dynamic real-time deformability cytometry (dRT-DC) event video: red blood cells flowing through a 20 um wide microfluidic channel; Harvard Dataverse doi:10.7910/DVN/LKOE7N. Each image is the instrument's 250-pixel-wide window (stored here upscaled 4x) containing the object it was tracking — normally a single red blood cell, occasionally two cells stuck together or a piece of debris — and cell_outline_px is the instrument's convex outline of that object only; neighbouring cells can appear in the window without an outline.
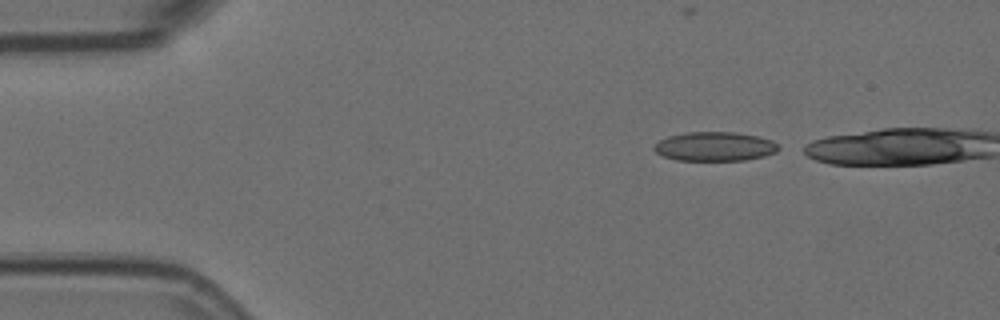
{"species": "Egyptian fruit bat (a non-hibernating species)", "species_latin": "Rousettus aegyptiacus", "temperature_condition": "room temperature", "stored_images_in_passage": 4, "camera_frame_rate_fps": 3000, "um_per_image_px": 0.085, "animal": {"sex": "female"}, "frame": {"image": 1, "passage_image": 1, "time_ms": 0.0, "image_size_px": [1000, 320], "cell_outline_px": [[780, 148], [776, 152], [764, 156], [744, 160], [676, 160], [664, 156], [656, 152], [652, 148], [660, 140], [668, 136], [688, 132], [736, 132], [756, 136], [772, 140]], "centroid_in_image_um": [60.76, 12.45], "position_along_channel_um": 24.2, "area_um2": 20.98}}